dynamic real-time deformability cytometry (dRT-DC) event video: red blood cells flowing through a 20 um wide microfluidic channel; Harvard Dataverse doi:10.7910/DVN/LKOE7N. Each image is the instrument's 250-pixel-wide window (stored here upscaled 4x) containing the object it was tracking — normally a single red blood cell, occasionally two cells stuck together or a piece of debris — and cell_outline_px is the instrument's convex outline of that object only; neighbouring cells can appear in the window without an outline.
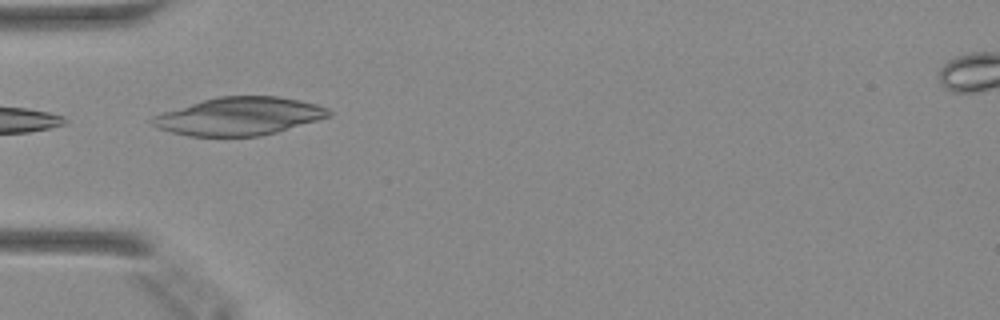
{"species": "Egyptian fruit bat (a non-hibernating species)", "species_latin": "Rousettus aegyptiacus", "temperature_condition": "warm", "stored_images_in_passage": 21, "camera_frame_rate_fps": 3000, "um_per_image_px": 0.085, "animal": {"sex": "female"}, "frame": {"image": 1, "passage_image": 1, "time_ms": 0.0, "image_size_px": [1000, 320], "cell_outline_px": [[332, 116], [276, 132], [260, 136], [188, 136], [156, 128], [148, 120], [152, 116], [164, 112], [204, 100], [220, 96], [280, 96], [300, 100], [316, 104], [328, 108], [332, 112]], "centroid_in_image_um": [20.35, 9.88], "position_along_channel_um": 64.7, "area_um2": 38.9}}